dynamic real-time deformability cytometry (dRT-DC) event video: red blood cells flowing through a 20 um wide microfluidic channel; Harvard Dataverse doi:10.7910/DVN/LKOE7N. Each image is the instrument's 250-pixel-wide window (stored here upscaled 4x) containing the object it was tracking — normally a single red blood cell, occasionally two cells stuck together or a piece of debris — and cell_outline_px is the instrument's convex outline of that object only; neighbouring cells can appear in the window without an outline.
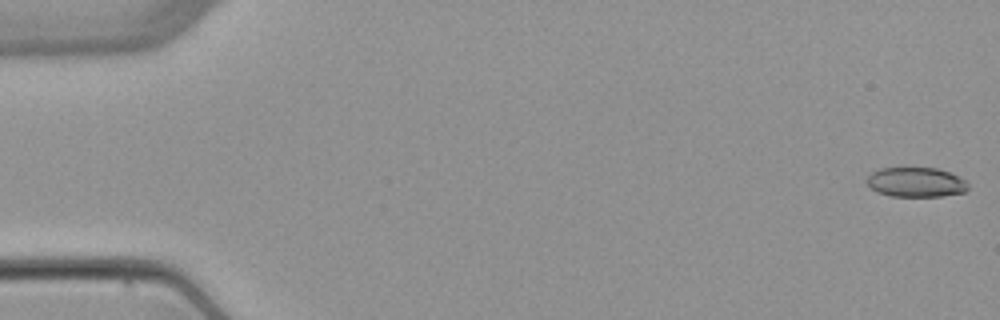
{"species": "common noctule bat (a hibernating species)", "species_latin": "Nyctalus noctula", "temperature_condition": "warm", "stored_images_in_passage": 5, "camera_frame_rate_fps": 3000, "um_per_image_px": 0.085, "animal": {"sex": "female", "body_mass_g": 22.7, "forearm_length_mm": 54.2}, "frame": {"image": 1, "passage_image": 1, "time_ms": 0.0, "image_size_px": [1000, 320], "cell_outline_px": [[968, 188], [964, 192], [940, 196], [892, 196], [876, 192], [868, 184], [868, 176], [872, 172], [880, 168], [904, 164], [936, 168], [948, 172], [964, 180], [968, 184]], "centroid_in_image_um": [77.81, 15.43], "position_along_channel_um": 7.2, "area_um2": 18.03}}
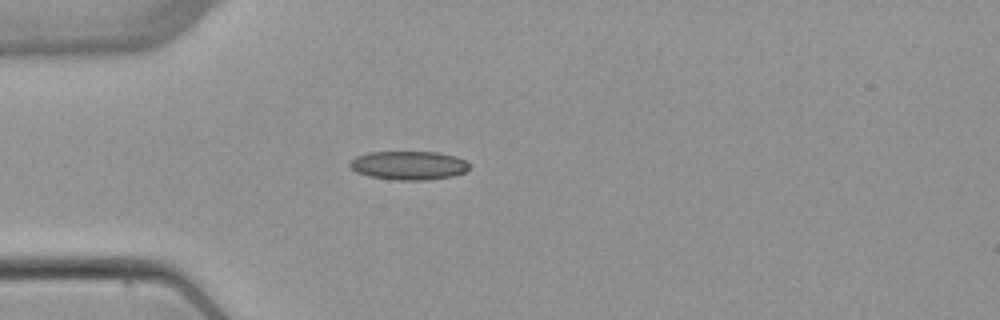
{"frame": {"image": 2, "passage_image": 4, "time_ms": 4.667, "image_size_px": [1000, 320], "cell_outline_px": [[468, 168], [464, 172], [452, 176], [428, 180], [396, 180], [368, 176], [356, 172], [348, 164], [356, 156], [368, 152], [440, 152], [456, 156], [464, 160], [468, 164]], "centroid_in_image_um": [34.72, 14.06], "position_along_channel_um": 50.3, "area_um2": 20.0}}